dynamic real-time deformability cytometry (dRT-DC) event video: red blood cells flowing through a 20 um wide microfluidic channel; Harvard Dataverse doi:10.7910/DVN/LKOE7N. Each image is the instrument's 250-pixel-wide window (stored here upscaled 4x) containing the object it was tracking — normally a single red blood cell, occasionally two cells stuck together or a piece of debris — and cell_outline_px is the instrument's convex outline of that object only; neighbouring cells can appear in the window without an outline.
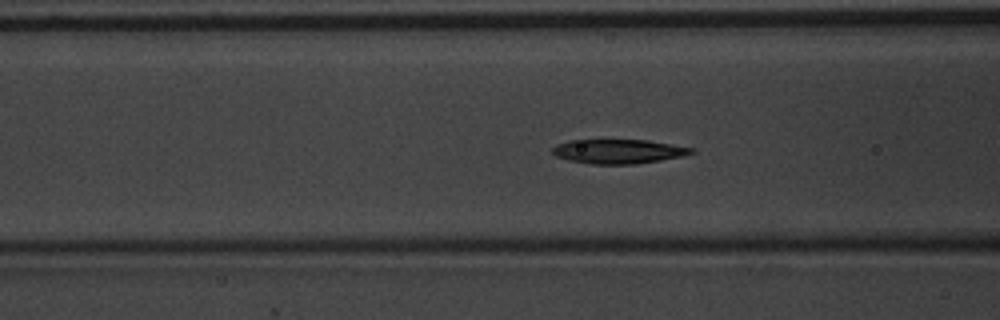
{"species": "common noctule bat (a hibernating species)", "species_latin": "Nyctalus noctula", "temperature_condition": "warm", "stored_images_in_passage": 57, "camera_frame_rate_fps": 3000, "um_per_image_px": 0.085, "animal": {"sex": "male", "body_mass_g": 20.1, "forearm_length_mm": 53.5}, "frame": {"image": 1, "passage_image": 23, "time_ms": 7.333, "image_size_px": [1000, 320], "cell_outline_px": [[696, 152], [680, 156], [660, 160], [636, 164], [592, 164], [568, 160], [556, 156], [552, 152], [552, 148], [556, 144], [568, 140], [648, 140], [696, 148]], "centroid_in_image_um": [52.57, 12.86], "position_along_channel_um": 114.0, "area_um2": 19.71}}
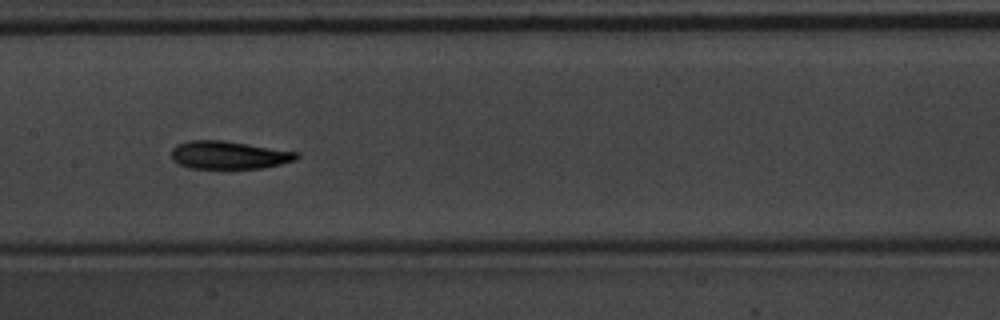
{"frame": {"image": 2, "passage_image": 29, "time_ms": 9.333, "image_size_px": [1000, 320], "cell_outline_px": [[300, 156], [296, 160], [280, 164], [260, 168], [188, 168], [172, 160], [172, 148], [176, 144], [188, 140], [224, 140], [300, 152]], "centroid_in_image_um": [19.46, 13.16], "position_along_channel_um": 187.9, "area_um2": 20.52}}
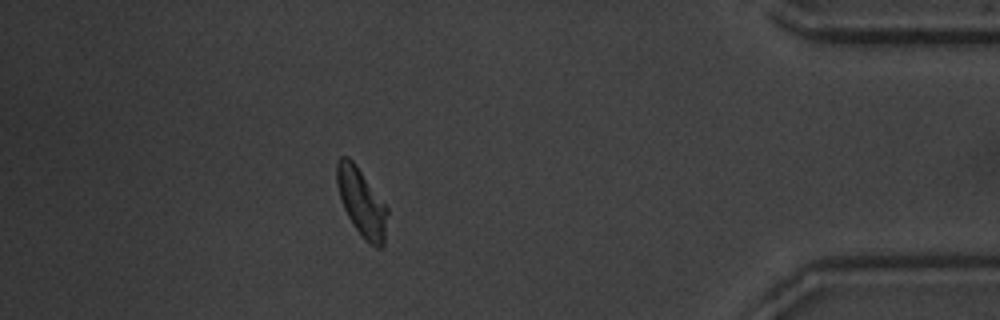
{"frame": {"image": 3, "passage_image": 50, "time_ms": 16.333, "image_size_px": [1000, 320], "cell_outline_px": [[388, 212], [384, 244], [380, 248], [376, 248], [368, 244], [352, 224], [340, 200], [336, 184], [336, 160], [340, 156], [348, 156], [352, 160], [388, 208]], "centroid_in_image_um": [30.72, 17.21], "position_along_channel_um": 404.5, "area_um2": 20.06}, "authors_computed_cell_mechanics": {"area_um2": 20.2878, "velocity_mm_per_s": 3.6895, "shape_relaxation_time_tau1_ms": 3.0882, "shape_relaxation_time_tau2_ms": 4.7859, "deformation_change_tau1": 0.1397, "deformation_change_tau2": 0.0944}}